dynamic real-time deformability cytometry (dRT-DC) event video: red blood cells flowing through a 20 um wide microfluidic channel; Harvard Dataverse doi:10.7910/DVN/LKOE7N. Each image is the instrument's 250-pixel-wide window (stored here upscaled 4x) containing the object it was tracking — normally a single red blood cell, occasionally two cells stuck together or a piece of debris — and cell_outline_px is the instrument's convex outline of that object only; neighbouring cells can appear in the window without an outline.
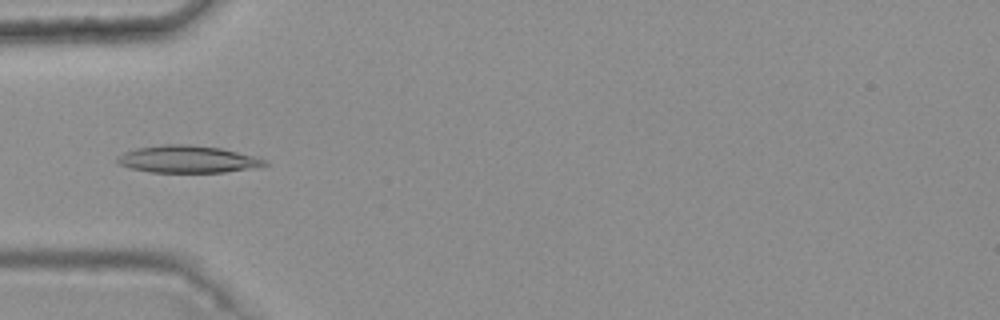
{"species": "common noctule bat (a hibernating species)", "species_latin": "Nyctalus noctula", "temperature_condition": "warm", "stored_images_in_passage": 8, "camera_frame_rate_fps": 3000, "um_per_image_px": 0.085, "animal": {"sex": "female", "body_mass_g": 25.1}, "frame": {"image": 1, "passage_image": 5, "time_ms": 1.333, "image_size_px": [1000, 320], "cell_outline_px": [[268, 164], [248, 168], [224, 172], [152, 172], [132, 168], [120, 164], [116, 160], [116, 156], [124, 152], [136, 148], [164, 144], [188, 144], [220, 148], [256, 156], [264, 160]], "centroid_in_image_um": [15.9, 13.52], "position_along_channel_um": 69.1, "area_um2": 23.06}}
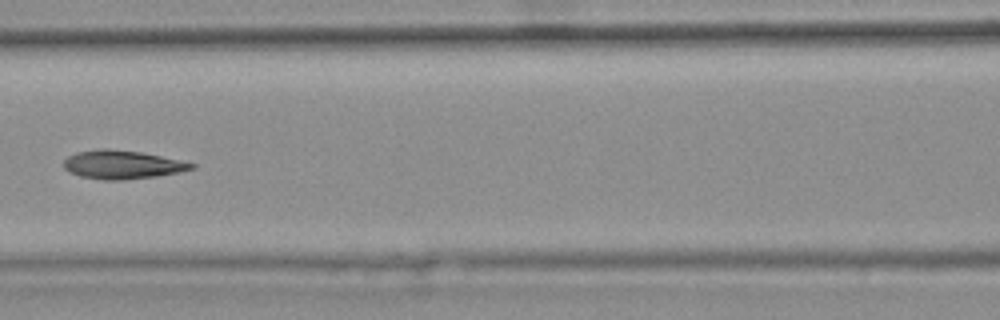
{"frame": {"image": 2, "passage_image": 7, "time_ms": 2.0, "image_size_px": [1000, 320], "cell_outline_px": [[196, 168], [180, 172], [156, 176], [124, 180], [104, 180], [80, 176], [68, 172], [64, 168], [64, 160], [68, 156], [76, 152], [100, 148], [104, 148], [140, 152], [160, 156], [196, 164]], "centroid_in_image_um": [10.36, 14.0], "position_along_channel_um": 156.2, "area_um2": 21.21}}
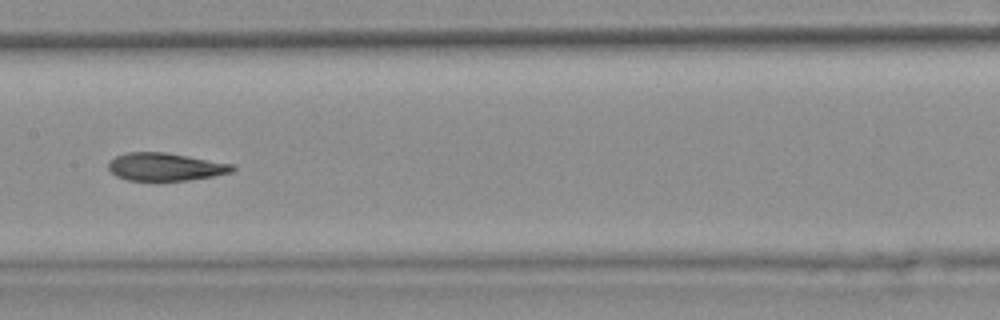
{"frame": {"image": 3, "passage_image": 8, "time_ms": 2.333, "image_size_px": [1000, 320], "cell_outline_px": [[236, 168], [232, 172], [212, 176], [188, 180], [156, 184], [128, 180], [116, 176], [108, 168], [108, 160], [116, 156], [128, 152], [164, 152], [188, 156], [232, 164]], "centroid_in_image_um": [14.0, 14.22], "position_along_channel_um": 193.4, "area_um2": 20.81}}